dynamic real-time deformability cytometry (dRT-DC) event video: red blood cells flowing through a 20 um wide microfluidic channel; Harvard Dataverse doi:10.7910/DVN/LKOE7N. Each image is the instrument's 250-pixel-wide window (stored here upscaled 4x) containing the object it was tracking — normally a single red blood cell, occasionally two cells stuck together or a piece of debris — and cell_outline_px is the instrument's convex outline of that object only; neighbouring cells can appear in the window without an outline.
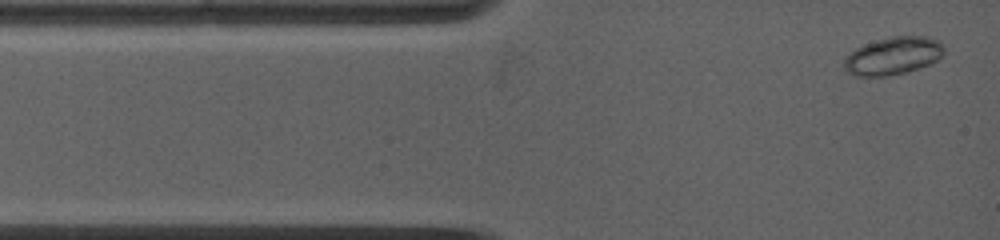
{"species": "common noctule bat (a hibernating species)", "species_latin": "Nyctalus noctula", "temperature_condition": "warm", "stored_images_in_passage": 55, "camera_frame_rate_fps": 5000, "um_per_image_px": 0.085, "animal": {"sex": "female", "body_mass_g": 19.0, "forearm_length_mm": 53.3}, "frame": {"image": 1, "passage_image": 1, "time_ms": 0.0, "image_size_px": [1000, 240], "cell_outline_px": [[944, 52], [936, 60], [928, 64], [904, 72], [888, 76], [856, 76], [848, 72], [844, 68], [844, 56], [856, 48], [864, 44], [892, 36], [928, 36], [940, 40], [944, 44]], "centroid_in_image_um": [75.9, 4.73], "position_along_channel_um": 9.1, "area_um2": 21.91}}
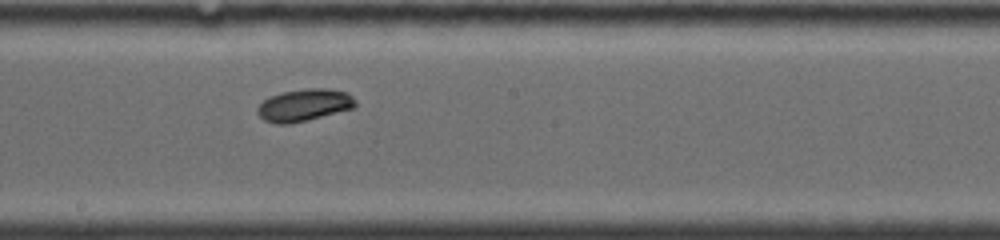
{"frame": {"image": 2, "passage_image": 29, "time_ms": 6.6, "image_size_px": [1000, 240], "cell_outline_px": [[356, 104], [352, 108], [288, 124], [276, 124], [264, 120], [256, 112], [256, 108], [264, 100], [280, 92], [308, 88], [328, 88], [348, 92], [356, 100]], "centroid_in_image_um": [25.83, 8.91], "position_along_channel_um": 222.4, "area_um2": 18.15}}
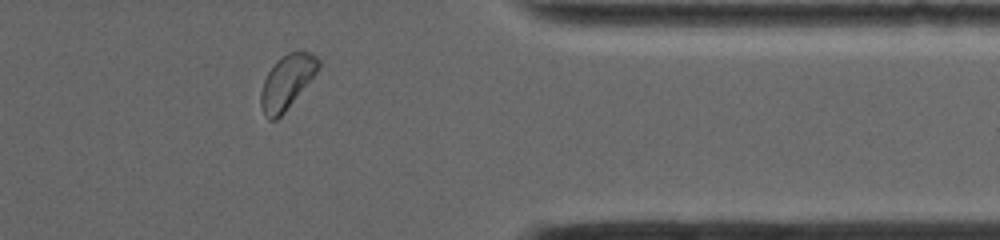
{"frame": {"image": 3, "passage_image": 49, "time_ms": 11.2, "image_size_px": [1000, 240], "cell_outline_px": [[320, 64], [316, 72], [284, 112], [276, 120], [268, 120], [260, 104], [260, 92], [264, 80], [268, 72], [276, 60], [288, 52], [304, 48], [316, 56], [320, 60]], "centroid_in_image_um": [24.38, 6.91], "position_along_channel_um": 387.0, "area_um2": 18.03}}